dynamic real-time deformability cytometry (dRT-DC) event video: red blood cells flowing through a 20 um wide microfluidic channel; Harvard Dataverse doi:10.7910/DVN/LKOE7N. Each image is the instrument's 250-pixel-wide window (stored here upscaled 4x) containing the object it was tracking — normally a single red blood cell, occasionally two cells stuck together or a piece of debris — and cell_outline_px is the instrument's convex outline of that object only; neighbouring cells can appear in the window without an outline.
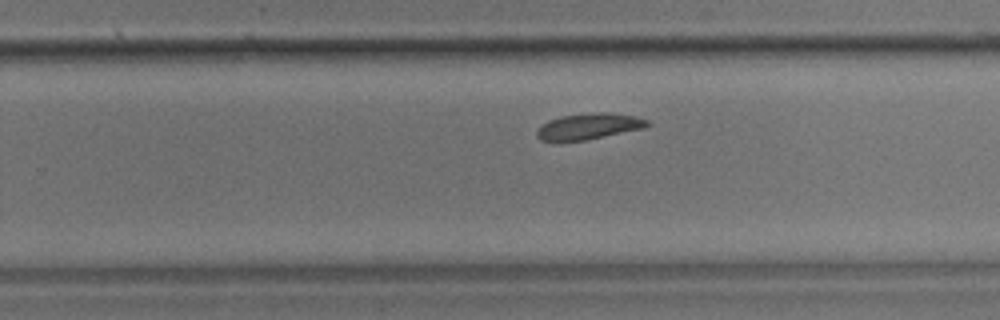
{"species": "common noctule bat (a hibernating species)", "species_latin": "Nyctalus noctula", "temperature_condition": "room temperature", "stored_images_in_passage": 22, "segment_of_instrument_passage": [2, 2], "camera_frame_rate_fps": 3000, "um_per_image_px": 0.085, "animal": {"sex": "male", "body_mass_g": 17.9}, "frame": {"image": 1, "passage_image": 22, "time_ms": 7.0, "image_size_px": [1000, 320], "cell_outline_px": [[648, 124], [644, 128], [588, 140], [560, 144], [556, 144], [540, 140], [536, 136], [536, 132], [540, 124], [548, 120], [560, 116], [592, 112], [608, 112], [636, 116], [648, 120]], "centroid_in_image_um": [49.93, 10.78], "position_along_channel_um": 279.9, "area_um2": 17.57}}